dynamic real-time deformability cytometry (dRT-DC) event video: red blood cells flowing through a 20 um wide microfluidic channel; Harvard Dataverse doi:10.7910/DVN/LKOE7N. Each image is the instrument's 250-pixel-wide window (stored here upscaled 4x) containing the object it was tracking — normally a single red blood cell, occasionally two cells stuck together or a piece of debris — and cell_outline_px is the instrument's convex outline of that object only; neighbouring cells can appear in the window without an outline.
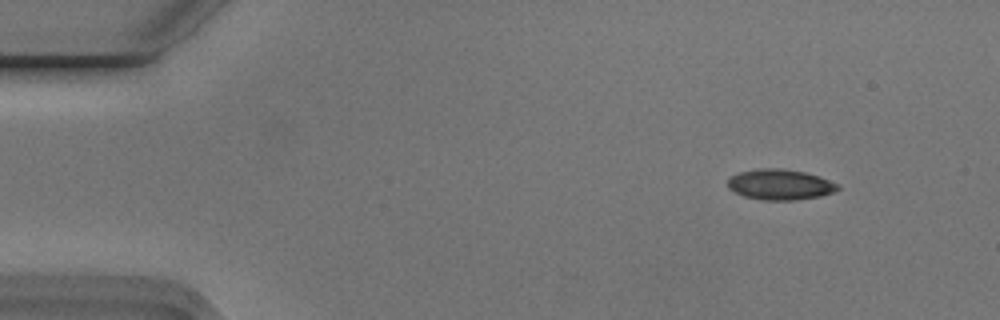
{"species": "Egyptian fruit bat (a non-hibernating species)", "species_latin": "Rousettus aegyptiacus", "temperature_condition": "cold", "stored_images_in_passage": 4, "camera_frame_rate_fps": 3000, "um_per_image_px": 0.085, "animal": {"sex": "male"}, "frame": {"image": 1, "passage_image": 1, "time_ms": 0.0, "image_size_px": [1000, 320], "cell_outline_px": [[840, 188], [832, 192], [820, 196], [796, 200], [764, 200], [744, 196], [728, 188], [728, 176], [740, 172], [760, 168], [776, 168], [804, 172], [820, 176], [840, 184]], "centroid_in_image_um": [66.31, 15.68], "position_along_channel_um": 18.7, "area_um2": 19.59}}
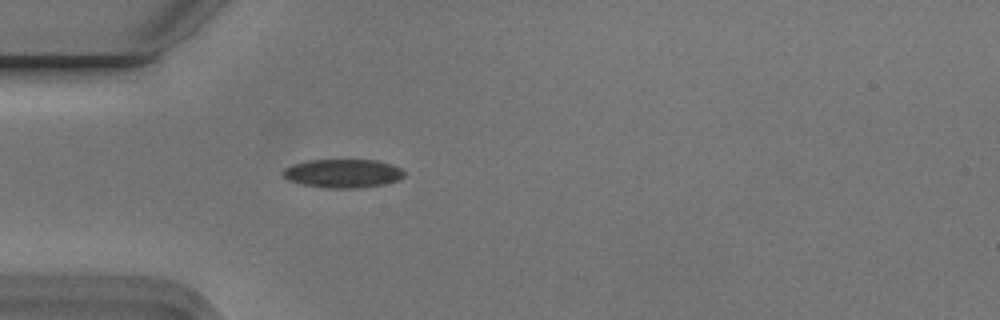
{"frame": {"image": 2, "passage_image": 4, "time_ms": 1.0, "image_size_px": [1000, 320], "cell_outline_px": [[404, 176], [396, 180], [384, 184], [360, 188], [324, 188], [300, 184], [288, 180], [280, 172], [284, 168], [292, 164], [308, 160], [376, 160], [392, 164], [400, 168], [404, 172]], "centroid_in_image_um": [29.1, 14.74], "position_along_channel_um": 55.9, "area_um2": 20.35}}